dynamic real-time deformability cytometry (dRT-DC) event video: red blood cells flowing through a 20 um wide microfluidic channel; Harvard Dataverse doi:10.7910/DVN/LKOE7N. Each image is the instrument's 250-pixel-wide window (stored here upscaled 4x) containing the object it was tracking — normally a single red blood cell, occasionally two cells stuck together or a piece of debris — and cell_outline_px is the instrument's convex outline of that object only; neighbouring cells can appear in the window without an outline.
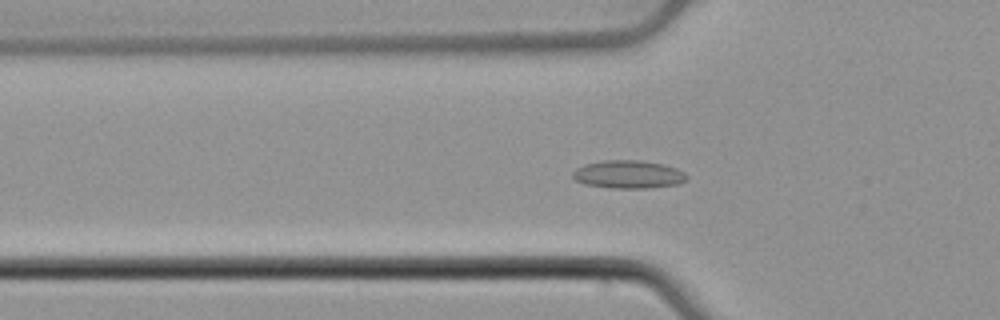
{"species": "common noctule bat (a hibernating species)", "species_latin": "Nyctalus noctula", "temperature_condition": "cold", "stored_images_in_passage": 56, "camera_frame_rate_fps": 3000, "um_per_image_px": 0.085, "animal": {"sex": "male", "body_mass_g": 21.5, "forearm_length_mm": 52.0}, "frame": {"image": 1, "passage_image": 20, "time_ms": 6.333, "image_size_px": [1000, 320], "cell_outline_px": [[688, 180], [680, 184], [648, 188], [612, 188], [584, 184], [576, 180], [572, 176], [572, 172], [576, 168], [584, 164], [600, 160], [640, 160], [664, 164], [676, 168], [684, 172], [688, 176]], "centroid_in_image_um": [53.43, 14.82], "position_along_channel_um": 72.4, "area_um2": 18.9}}
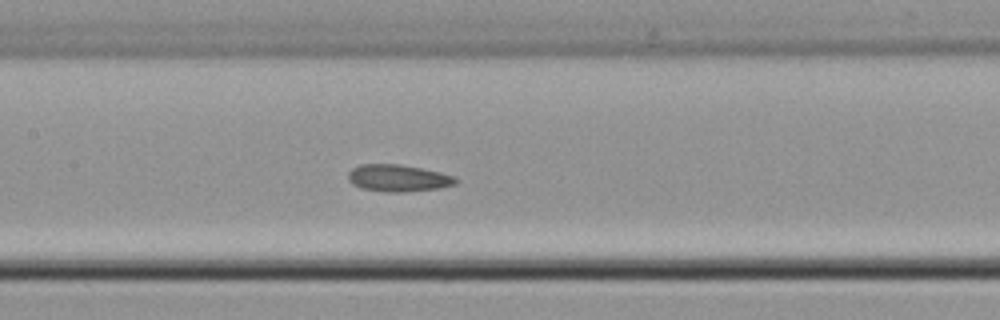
{"frame": {"image": 2, "passage_image": 28, "time_ms": 9.0, "image_size_px": [1000, 320], "cell_outline_px": [[460, 180], [456, 184], [440, 188], [404, 192], [384, 192], [360, 188], [352, 184], [348, 180], [348, 172], [352, 168], [360, 164], [400, 164], [424, 168], [456, 176]], "centroid_in_image_um": [33.86, 15.13], "position_along_channel_um": 173.5, "area_um2": 17.28}}
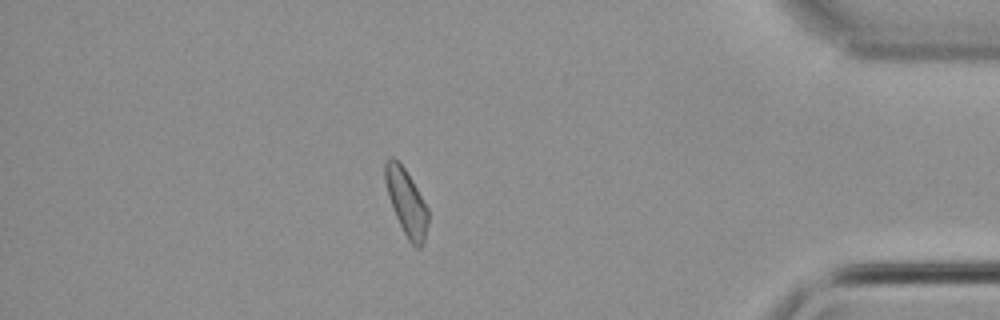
{"frame": {"image": 3, "passage_image": 49, "time_ms": 16.0, "image_size_px": [1000, 320], "cell_outline_px": [[428, 224], [424, 240], [420, 248], [416, 248], [408, 240], [392, 208], [384, 180], [384, 164], [388, 156], [392, 156], [404, 168], [412, 180], [428, 208]], "centroid_in_image_um": [34.53, 17.17], "position_along_channel_um": 400.7, "area_um2": 16.47}, "authors_computed_cell_mechanics": {"area_um2": 16.7909, "velocity_mm_per_s": 3.8166, "shape_relaxation_time_tau1_ms": null, "shape_relaxation_time_tau2_ms": 3.7113, "deformation_change_tau1": null, "deformation_change_tau2": 0.0854}}